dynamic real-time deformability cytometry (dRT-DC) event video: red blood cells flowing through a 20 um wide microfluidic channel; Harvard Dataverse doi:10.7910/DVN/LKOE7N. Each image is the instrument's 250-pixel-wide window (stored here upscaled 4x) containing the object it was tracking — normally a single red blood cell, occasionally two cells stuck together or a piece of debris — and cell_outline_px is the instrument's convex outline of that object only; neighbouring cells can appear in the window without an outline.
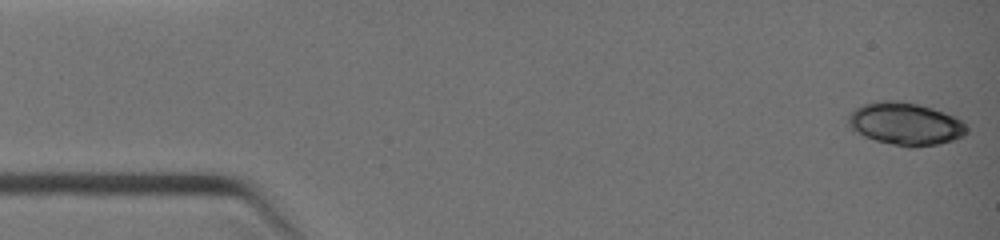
{"species": "common noctule bat (a hibernating species)", "species_latin": "Nyctalus noctula", "temperature_condition": "warm", "stored_images_in_passage": 48, "camera_frame_rate_fps": 3000, "um_per_image_px": 0.085, "animal": {"sex": "female", "body_mass_g": 19.0, "forearm_length_mm": 51.5}, "frame": {"image": 1, "passage_image": 1, "time_ms": 0.0, "image_size_px": [1000, 240], "cell_outline_px": [[968, 132], [964, 136], [952, 140], [936, 144], [912, 148], [908, 148], [876, 140], [864, 136], [856, 132], [848, 124], [848, 116], [856, 108], [864, 104], [880, 100], [900, 100], [920, 104], [956, 116], [964, 120], [968, 128]], "centroid_in_image_um": [77.0, 10.52], "position_along_channel_um": 8.0, "area_um2": 29.65}}
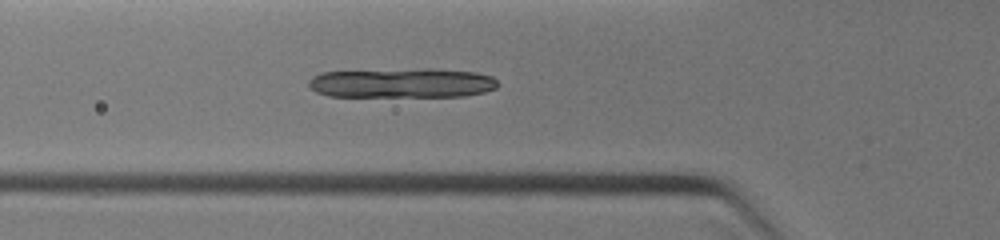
{"frame": {"image": 2, "passage_image": 16, "time_ms": 4.0, "image_size_px": [1000, 240], "cell_outline_px": [[500, 84], [496, 88], [484, 92], [464, 96], [328, 96], [316, 92], [308, 84], [308, 80], [312, 76], [320, 72], [424, 68], [432, 68], [476, 72], [492, 76]], "centroid_in_image_um": [34.18, 7.04], "position_along_channel_um": 91.6, "area_um2": 32.95}}
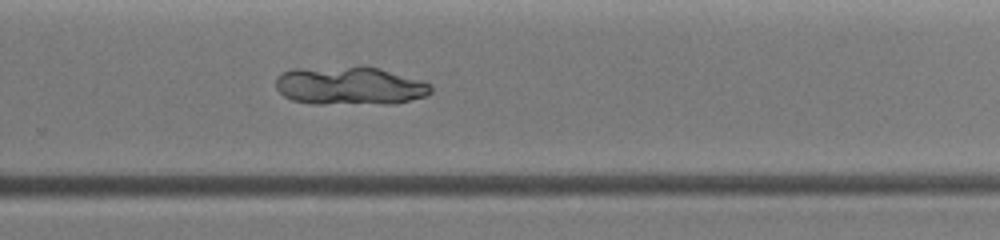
{"frame": {"image": 3, "passage_image": 33, "time_ms": 8.0, "image_size_px": [1000, 240], "cell_outline_px": [[432, 92], [428, 96], [396, 104], [312, 104], [292, 100], [284, 96], [276, 88], [276, 76], [280, 72], [292, 68], [380, 68], [424, 80], [432, 84]], "centroid_in_image_um": [29.77, 7.32], "position_along_channel_um": 300.0, "area_um2": 34.97}}